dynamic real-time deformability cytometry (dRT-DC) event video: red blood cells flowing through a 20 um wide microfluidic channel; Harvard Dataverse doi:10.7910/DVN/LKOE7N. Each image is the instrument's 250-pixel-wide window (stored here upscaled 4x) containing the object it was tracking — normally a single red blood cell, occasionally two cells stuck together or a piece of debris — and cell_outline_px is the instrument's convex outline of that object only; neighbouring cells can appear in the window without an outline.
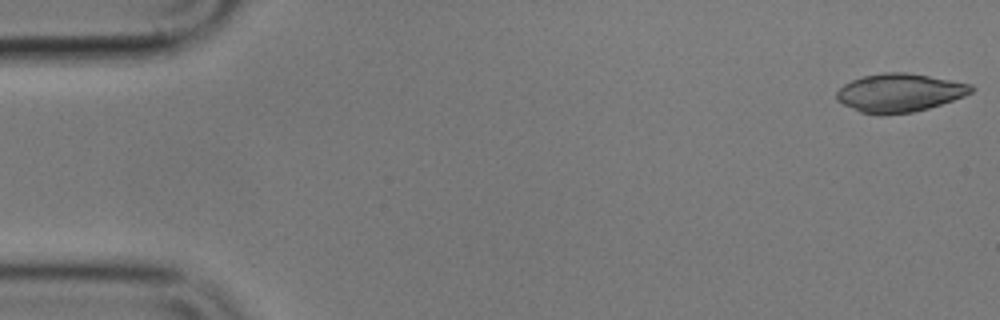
{"species": "common noctule bat (a hibernating species)", "species_latin": "Nyctalus noctula", "temperature_condition": "cold", "stored_images_in_passage": 56, "camera_frame_rate_fps": 3000, "um_per_image_px": 0.085, "animal": {"sex": "male", "body_mass_g": 17.9}, "frame": {"image": 1, "passage_image": 1, "time_ms": 0.0, "image_size_px": [1000, 320], "cell_outline_px": [[976, 88], [972, 92], [964, 96], [928, 108], [912, 112], [880, 116], [876, 116], [860, 112], [836, 100], [836, 92], [844, 84], [852, 80], [864, 76], [884, 72], [908, 72], [972, 84]], "centroid_in_image_um": [76.45, 7.89], "position_along_channel_um": 8.6, "area_um2": 30.23}}
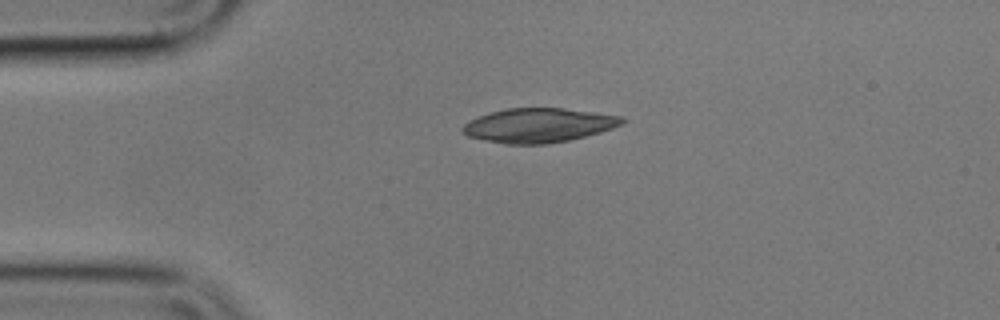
{"frame": {"image": 2, "passage_image": 12, "time_ms": 3.667, "image_size_px": [1000, 320], "cell_outline_px": [[628, 120], [612, 128], [600, 132], [568, 140], [548, 144], [504, 144], [484, 140], [468, 136], [460, 132], [460, 128], [468, 120], [488, 112], [508, 108], [564, 108], [624, 116]], "centroid_in_image_um": [45.74, 10.65], "position_along_channel_um": 39.3, "area_um2": 32.08}}